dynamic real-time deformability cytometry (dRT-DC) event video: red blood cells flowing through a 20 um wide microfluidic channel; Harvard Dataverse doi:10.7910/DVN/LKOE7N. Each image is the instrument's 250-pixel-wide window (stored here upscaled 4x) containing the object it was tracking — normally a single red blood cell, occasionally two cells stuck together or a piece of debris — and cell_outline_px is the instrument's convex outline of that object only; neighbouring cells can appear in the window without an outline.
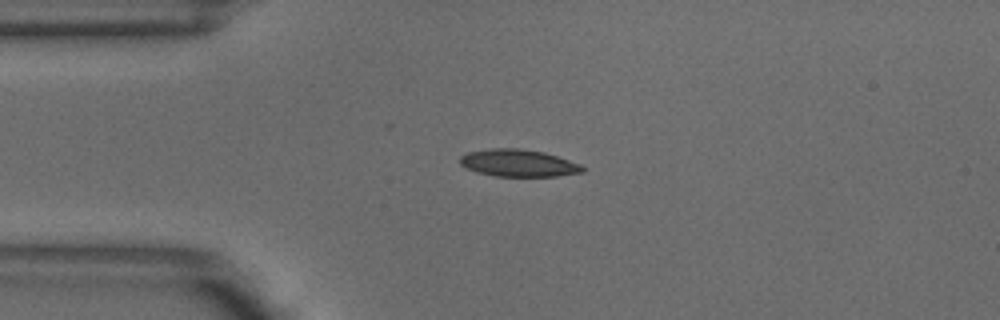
{"species": "common noctule bat (a hibernating species)", "species_latin": "Nyctalus noctula", "temperature_condition": "warm", "stored_images_in_passage": 4, "camera_frame_rate_fps": 3000, "um_per_image_px": 0.085, "animal": {"sex": "male", "body_mass_g": 18.8}, "frame": {"image": 1, "passage_image": 3, "time_ms": 0.667, "image_size_px": [1000, 320], "cell_outline_px": [[584, 172], [556, 176], [496, 176], [476, 172], [460, 164], [460, 156], [468, 152], [488, 148], [520, 148], [544, 152], [580, 164], [584, 168]], "centroid_in_image_um": [44.04, 13.85], "position_along_channel_um": 41.0, "area_um2": 19.36}}